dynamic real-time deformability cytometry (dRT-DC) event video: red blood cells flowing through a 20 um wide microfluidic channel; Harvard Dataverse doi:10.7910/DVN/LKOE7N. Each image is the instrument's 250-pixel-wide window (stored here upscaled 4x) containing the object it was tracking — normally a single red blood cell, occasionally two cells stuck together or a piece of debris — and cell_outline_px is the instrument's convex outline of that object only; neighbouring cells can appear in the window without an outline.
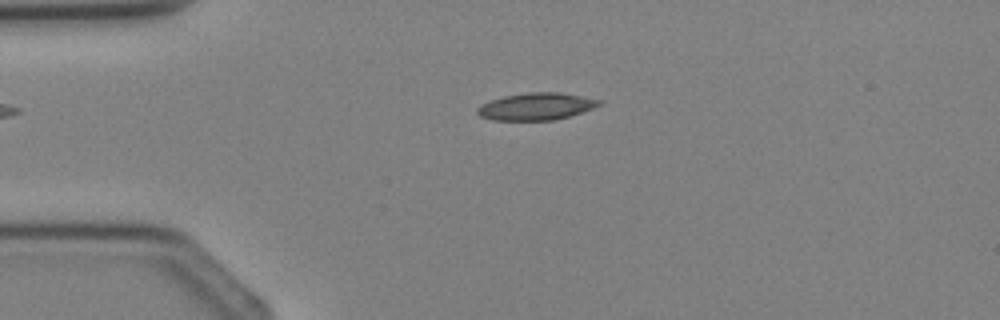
{"species": "Egyptian fruit bat (a non-hibernating species)", "species_latin": "Rousettus aegyptiacus", "temperature_condition": "cold", "stored_images_in_passage": 2, "camera_frame_rate_fps": 3000, "um_per_image_px": 0.085, "animal": {"sex": "female"}, "frame": {"image": 1, "passage_image": 2, "time_ms": 1.0, "image_size_px": [1000, 320], "cell_outline_px": [[604, 100], [600, 104], [592, 108], [556, 120], [492, 120], [480, 116], [476, 112], [476, 108], [480, 104], [488, 100], [504, 96], [528, 92], [560, 92]], "centroid_in_image_um": [45.53, 9.04], "position_along_channel_um": 39.5, "area_um2": 19.36}}